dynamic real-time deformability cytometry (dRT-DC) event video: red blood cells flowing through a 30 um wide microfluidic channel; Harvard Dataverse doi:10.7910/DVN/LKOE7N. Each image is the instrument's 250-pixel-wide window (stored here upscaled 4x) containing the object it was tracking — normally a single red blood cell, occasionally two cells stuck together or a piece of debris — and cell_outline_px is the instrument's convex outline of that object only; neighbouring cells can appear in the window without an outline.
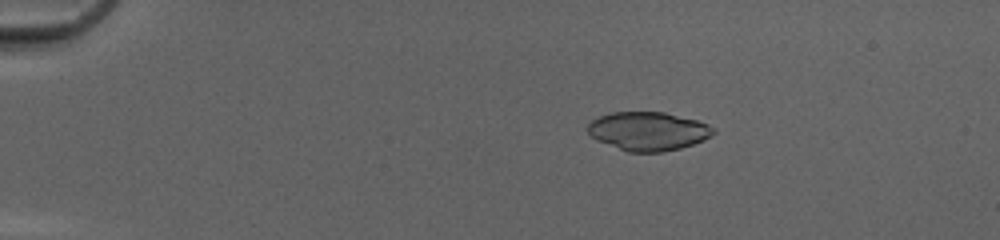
{"species": "common noctule bat (a hibernating species)", "species_latin": "Nyctalus noctula", "temperature_condition": "cold", "stored_images_in_passage": 51, "camera_frame_rate_fps": 3000, "um_per_image_px": 0.085, "animal": {"sex": "female", "body_mass_g": 20.0, "forearm_length_mm": 54.0}, "frame": {"image": 1, "passage_image": 11, "time_ms": 3.333, "image_size_px": [1000, 240], "cell_outline_px": [[716, 132], [712, 136], [704, 140], [680, 148], [660, 152], [628, 152], [596, 140], [588, 132], [588, 124], [592, 120], [600, 116], [612, 112], [664, 112], [696, 120], [708, 124], [716, 128]], "centroid_in_image_um": [55.12, 11.15], "position_along_channel_um": 29.9, "area_um2": 28.26}}
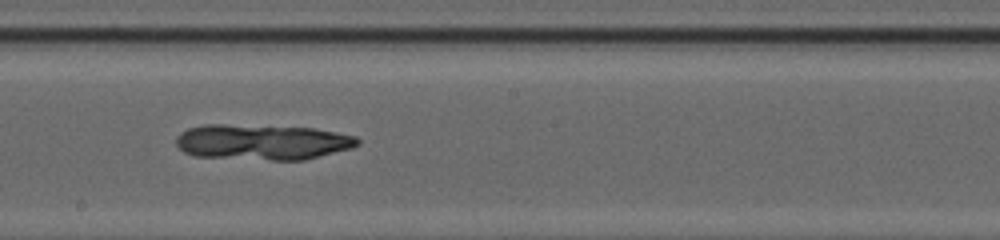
{"frame": {"image": 2, "passage_image": 31, "time_ms": 10.0, "image_size_px": [1000, 240], "cell_outline_px": [[360, 144], [352, 148], [304, 160], [272, 160], [192, 156], [184, 152], [176, 144], [176, 136], [180, 132], [188, 128], [204, 124], [224, 124], [312, 128], [336, 132], [356, 136], [360, 140]], "centroid_in_image_um": [22.28, 12.07], "position_along_channel_um": 225.9, "area_um2": 37.74}}
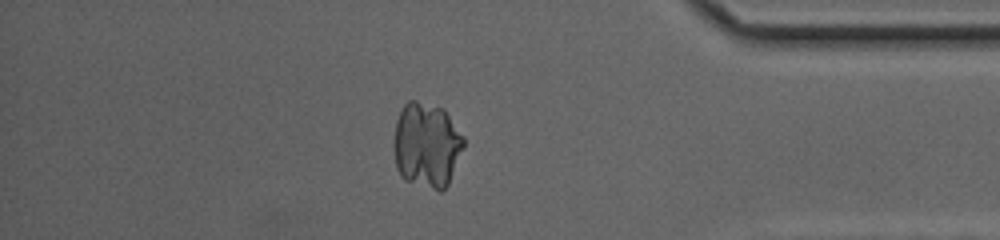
{"frame": {"image": 3, "passage_image": 45, "time_ms": 14.667, "image_size_px": [1000, 240], "cell_outline_px": [[464, 148], [448, 184], [440, 192], [404, 180], [400, 176], [396, 168], [392, 144], [396, 120], [400, 108], [408, 100], [416, 100], [444, 108], [464, 136]], "centroid_in_image_um": [36.24, 12.32], "position_along_channel_um": 399.0, "area_um2": 35.49}}